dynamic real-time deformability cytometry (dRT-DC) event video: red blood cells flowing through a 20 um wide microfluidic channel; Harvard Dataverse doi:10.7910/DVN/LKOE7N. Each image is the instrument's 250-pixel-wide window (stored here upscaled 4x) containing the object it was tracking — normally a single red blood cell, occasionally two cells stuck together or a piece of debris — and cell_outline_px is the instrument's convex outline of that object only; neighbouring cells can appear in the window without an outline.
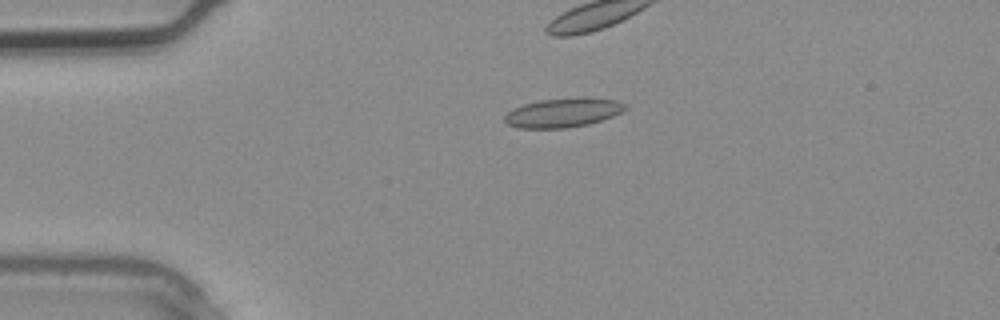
{"species": "common noctule bat (a hibernating species)", "species_latin": "Nyctalus noctula", "temperature_condition": "warm", "stored_images_in_passage": 3, "camera_frame_rate_fps": 3000, "um_per_image_px": 0.085, "animal": {"sex": "male", "body_mass_g": 20.4}, "frame": {"image": 1, "passage_image": 2, "time_ms": 0.333, "image_size_px": [1000, 320], "cell_outline_px": [[628, 108], [612, 116], [588, 124], [568, 128], [516, 128], [508, 124], [504, 120], [504, 116], [512, 108], [524, 104], [540, 100], [576, 96], [616, 100], [628, 104]], "centroid_in_image_um": [47.86, 9.56], "position_along_channel_um": 37.1, "area_um2": 20.75}}